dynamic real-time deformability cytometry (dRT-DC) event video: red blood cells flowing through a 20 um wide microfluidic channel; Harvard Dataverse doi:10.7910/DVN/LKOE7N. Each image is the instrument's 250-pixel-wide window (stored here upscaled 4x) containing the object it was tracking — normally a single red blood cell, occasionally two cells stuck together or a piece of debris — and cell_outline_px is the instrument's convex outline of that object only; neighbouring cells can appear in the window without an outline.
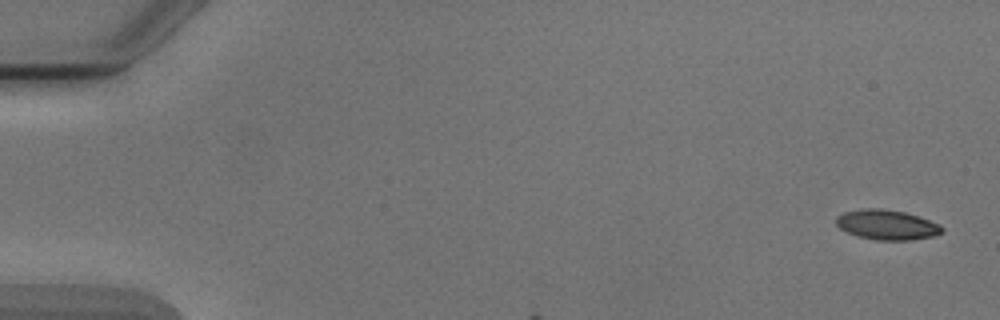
{"species": "Egyptian fruit bat (a non-hibernating species)", "species_latin": "Rousettus aegyptiacus", "temperature_condition": "cold", "stored_images_in_passage": 3, "camera_frame_rate_fps": 3000, "um_per_image_px": 0.085, "animal": {"sex": "male"}, "frame": {"image": 1, "passage_image": 1, "time_ms": 0.0, "image_size_px": [1000, 320], "cell_outline_px": [[944, 232], [932, 236], [908, 240], [876, 240], [856, 236], [840, 228], [836, 224], [836, 216], [844, 212], [860, 208], [884, 208], [904, 212], [920, 216], [940, 224], [944, 228]], "centroid_in_image_um": [75.39, 19.09], "position_along_channel_um": 9.6, "area_um2": 18.67}}